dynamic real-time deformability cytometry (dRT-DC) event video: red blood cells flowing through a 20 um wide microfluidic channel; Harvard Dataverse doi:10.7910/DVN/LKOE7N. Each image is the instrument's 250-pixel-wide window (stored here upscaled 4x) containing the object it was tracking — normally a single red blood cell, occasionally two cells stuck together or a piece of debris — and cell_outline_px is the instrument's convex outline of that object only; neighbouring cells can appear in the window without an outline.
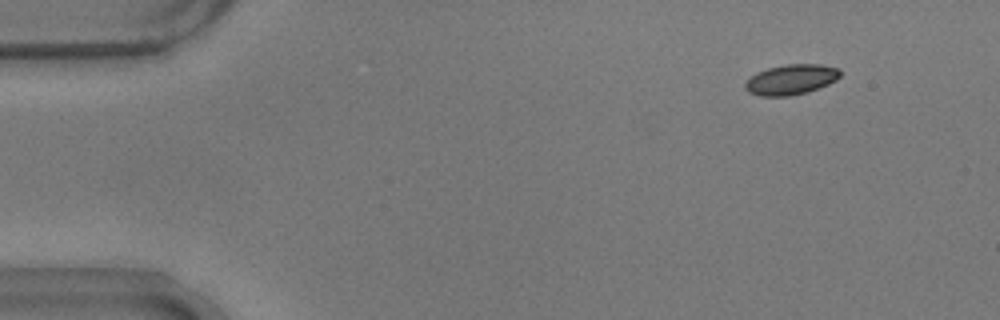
{"species": "common noctule bat (a hibernating species)", "species_latin": "Nyctalus noctula", "temperature_condition": "warm", "stored_images_in_passage": 50, "camera_frame_rate_fps": 3000, "um_per_image_px": 0.085, "animal": {"sex": "male", "body_mass_g": 17.9}, "frame": {"image": 1, "passage_image": 1, "time_ms": 0.0, "image_size_px": [1000, 320], "cell_outline_px": [[840, 76], [836, 80], [828, 84], [808, 92], [788, 96], [760, 96], [748, 92], [744, 88], [744, 84], [756, 72], [768, 68], [784, 64], [820, 64], [840, 68]], "centroid_in_image_um": [67.24, 6.76], "position_along_channel_um": 17.8, "area_um2": 16.82}}
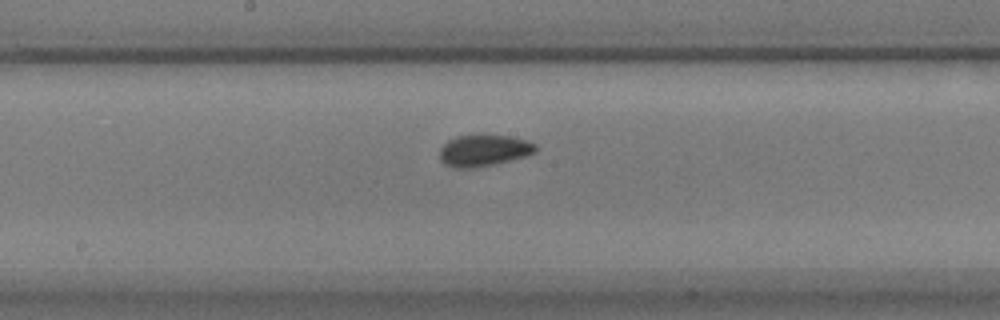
{"frame": {"image": 2, "passage_image": 24, "time_ms": 7.667, "image_size_px": [1000, 320], "cell_outline_px": [[536, 152], [528, 156], [492, 164], [472, 168], [456, 168], [444, 164], [440, 160], [440, 148], [448, 140], [456, 136], [508, 136], [524, 140], [536, 144]], "centroid_in_image_um": [41.11, 12.81], "position_along_channel_um": 207.1, "area_um2": 17.34}}
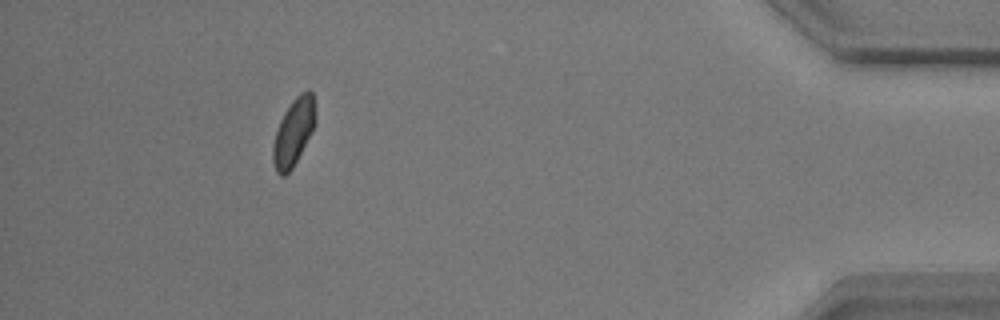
{"frame": {"image": 3, "passage_image": 45, "time_ms": 14.667, "image_size_px": [1000, 320], "cell_outline_px": [[316, 124], [292, 168], [284, 176], [280, 176], [276, 172], [272, 160], [272, 144], [280, 120], [284, 112], [292, 100], [300, 92], [308, 88], [312, 92], [316, 120]], "centroid_in_image_um": [24.94, 11.21], "position_along_channel_um": 410.3, "area_um2": 16.65}, "authors_computed_cell_mechanics": {"area_um2": 16.9643, "velocity_mm_per_s": 3.7109, "shape_relaxation_time_tau1_ms": 4.1497, "shape_relaxation_time_tau2_ms": 1.2151, "deformation_change_tau1": 0.1223, "deformation_change_tau2": 0.0542}}